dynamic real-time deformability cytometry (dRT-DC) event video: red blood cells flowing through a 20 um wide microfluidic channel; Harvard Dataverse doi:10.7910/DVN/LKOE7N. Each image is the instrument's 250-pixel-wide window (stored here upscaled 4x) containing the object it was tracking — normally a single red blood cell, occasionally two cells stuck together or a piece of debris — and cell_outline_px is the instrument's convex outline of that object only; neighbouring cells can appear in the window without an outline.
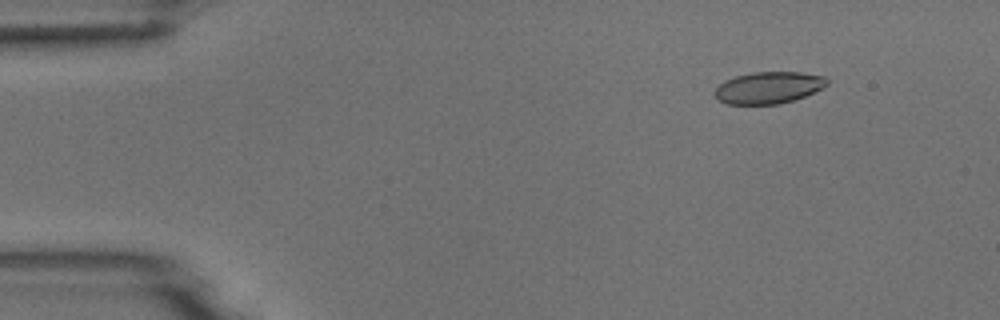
{"species": "common noctule bat (a hibernating species)", "species_latin": "Nyctalus noctula", "temperature_condition": "room temperature", "stored_images_in_passage": 9, "camera_frame_rate_fps": 3000, "um_per_image_px": 0.085, "animal": {"sex": "male", "body_mass_g": 18.8}, "frame": {"image": 1, "passage_image": 2, "time_ms": 1.0, "image_size_px": [1000, 320], "cell_outline_px": [[828, 84], [804, 96], [780, 104], [728, 104], [720, 100], [712, 92], [724, 80], [736, 76], [752, 72], [800, 72], [824, 76], [828, 80]], "centroid_in_image_um": [65.3, 7.44], "position_along_channel_um": 19.7, "area_um2": 20.63}}